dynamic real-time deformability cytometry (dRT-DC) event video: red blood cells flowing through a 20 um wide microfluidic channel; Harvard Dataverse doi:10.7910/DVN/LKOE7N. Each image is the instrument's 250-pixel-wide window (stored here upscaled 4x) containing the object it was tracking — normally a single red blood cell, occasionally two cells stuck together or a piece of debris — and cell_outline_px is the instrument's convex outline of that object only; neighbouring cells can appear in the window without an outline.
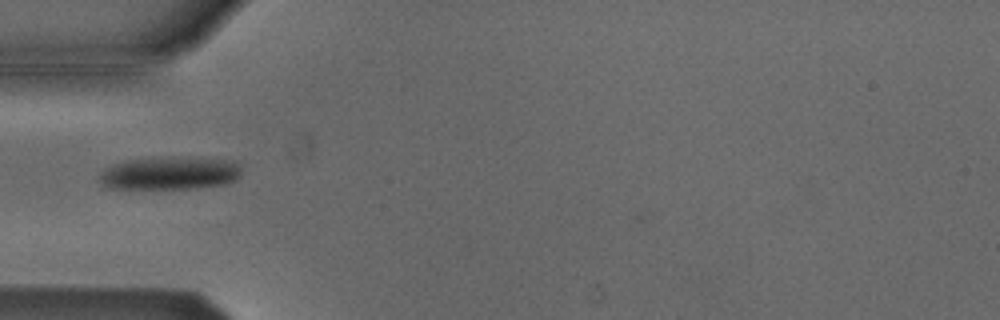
{"species": "Egyptian fruit bat (a non-hibernating species)", "species_latin": "Rousettus aegyptiacus", "temperature_condition": "cold", "stored_images_in_passage": 34, "camera_frame_rate_fps": 3000, "um_per_image_px": 0.085, "animal": {"sex": "male"}, "frame": {"image": 1, "passage_image": 1, "time_ms": 0.0, "image_size_px": [1000, 320], "cell_outline_px": [[240, 176], [236, 180], [224, 184], [196, 188], [112, 188], [96, 180], [100, 172], [104, 168], [112, 164], [128, 160], [232, 160], [240, 168]], "centroid_in_image_um": [14.37, 14.78], "position_along_channel_um": 70.6, "area_um2": 25.89}}
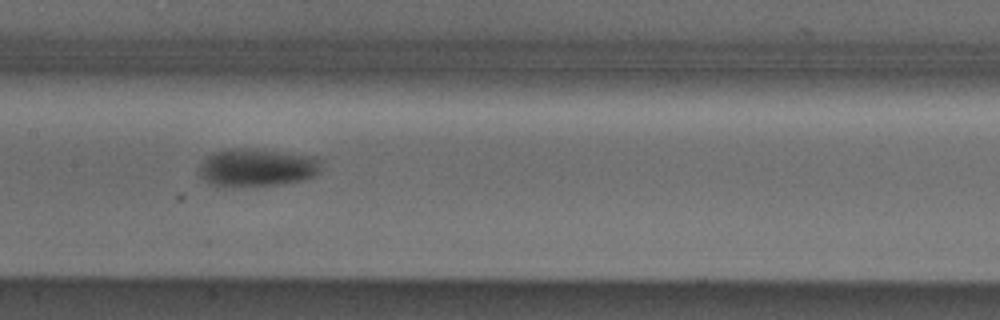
{"frame": {"image": 2, "passage_image": 10, "time_ms": 3.0, "image_size_px": [1000, 320], "cell_outline_px": [[320, 172], [316, 176], [304, 180], [280, 184], [216, 188], [204, 180], [200, 176], [200, 164], [212, 152], [228, 148], [248, 148], [320, 156]], "centroid_in_image_um": [21.84, 14.25], "position_along_channel_um": 185.6, "area_um2": 27.63}}
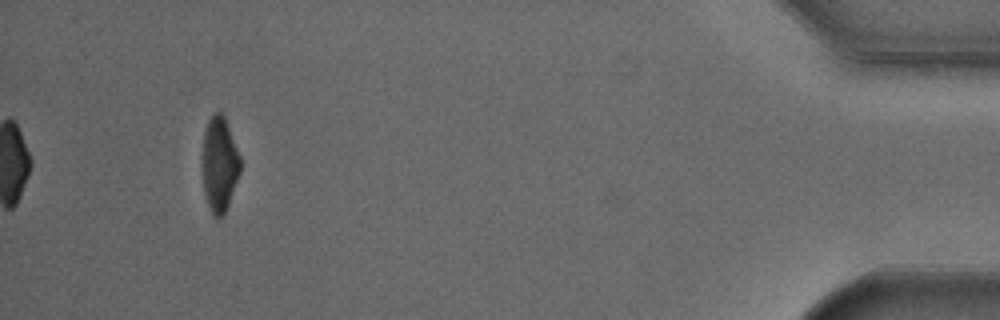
{"frame": {"image": 3, "passage_image": 34, "time_ms": 11.0, "image_size_px": [1000, 320], "cell_outline_px": [[240, 172], [228, 204], [224, 212], [220, 216], [212, 216], [204, 192], [200, 164], [200, 156], [204, 132], [208, 120], [212, 112], [220, 112], [224, 116], [240, 156]], "centroid_in_image_um": [18.6, 13.92], "position_along_channel_um": 416.6, "area_um2": 21.27}, "authors_computed_cell_mechanics": {"area_um2": 25.5187, "velocity_mm_per_s": 3.8156, "shape_relaxation_time_tau1_ms": 3.1241, "shape_relaxation_time_tau2_ms": null, "deformation_change_tau1": 0.1309, "deformation_change_tau2": null}}